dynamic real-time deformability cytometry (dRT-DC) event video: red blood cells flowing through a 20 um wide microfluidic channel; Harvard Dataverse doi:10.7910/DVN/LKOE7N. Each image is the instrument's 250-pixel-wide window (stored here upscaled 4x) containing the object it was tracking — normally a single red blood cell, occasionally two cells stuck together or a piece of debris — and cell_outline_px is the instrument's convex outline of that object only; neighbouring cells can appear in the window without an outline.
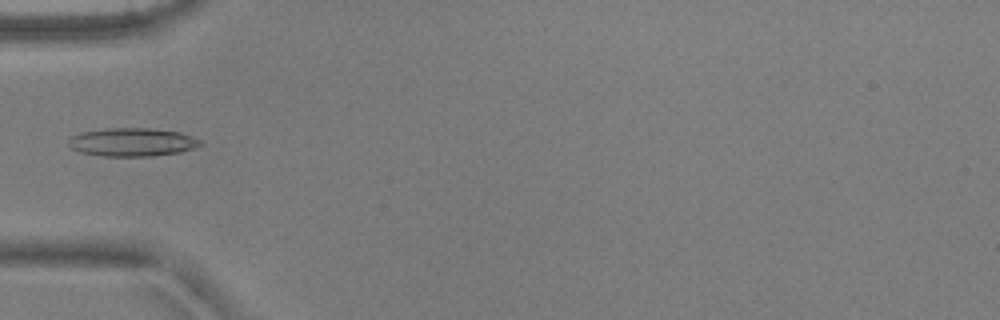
{"species": "common noctule bat (a hibernating species)", "species_latin": "Nyctalus noctula", "temperature_condition": "warm", "stored_images_in_passage": 5, "camera_frame_rate_fps": 3000, "um_per_image_px": 0.085, "animal": {"sex": "male", "body_mass_g": 17.9, "forearm_length_mm": 54.2}, "frame": {"image": 1, "passage_image": 5, "time_ms": 1.333, "image_size_px": [1000, 320], "cell_outline_px": [[204, 144], [180, 152], [152, 156], [104, 156], [80, 152], [72, 148], [68, 144], [68, 140], [72, 136], [80, 132], [104, 128], [148, 128], [180, 132], [192, 136], [200, 140]], "centroid_in_image_um": [11.23, 12.07], "position_along_channel_um": 73.8, "area_um2": 21.79}}